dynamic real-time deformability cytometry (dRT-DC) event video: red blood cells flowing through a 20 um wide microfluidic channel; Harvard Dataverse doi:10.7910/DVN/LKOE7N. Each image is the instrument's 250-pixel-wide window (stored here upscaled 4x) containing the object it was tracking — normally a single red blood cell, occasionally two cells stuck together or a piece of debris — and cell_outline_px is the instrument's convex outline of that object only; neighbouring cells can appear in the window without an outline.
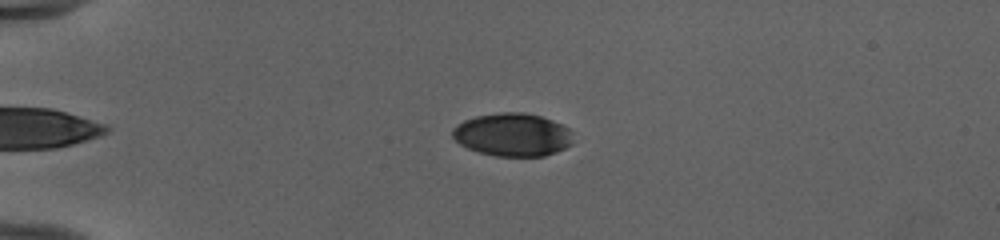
{"species": "human", "species_latin": "Homo sapiens", "temperature_condition": "cold", "stored_images_in_passage": 43, "camera_frame_rate_fps": 3000, "um_per_image_px": 0.085, "donor": {"sex": "female"}, "frame": {"image": 1, "passage_image": 4, "time_ms": 1.0, "image_size_px": [1000, 240], "cell_outline_px": [[572, 144], [556, 152], [544, 156], [496, 156], [480, 152], [468, 148], [460, 144], [452, 136], [452, 128], [456, 124], [464, 120], [476, 116], [500, 112], [524, 112], [540, 116], [552, 120], [568, 128], [572, 132]], "centroid_in_image_um": [43.56, 11.44], "position_along_channel_um": 41.4, "area_um2": 30.29}}
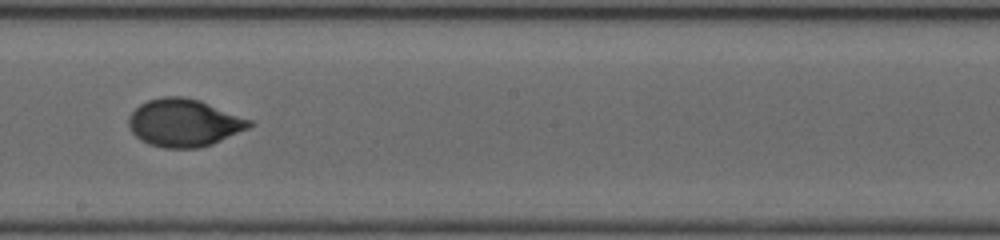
{"frame": {"image": 2, "passage_image": 22, "time_ms": 7.0, "image_size_px": [1000, 240], "cell_outline_px": [[256, 124], [248, 128], [212, 144], [200, 148], [164, 148], [148, 144], [140, 140], [132, 132], [128, 124], [128, 116], [140, 104], [148, 100], [164, 96], [184, 96], [200, 100], [252, 120]], "centroid_in_image_um": [15.64, 10.44], "position_along_channel_um": 232.6, "area_um2": 33.64}}
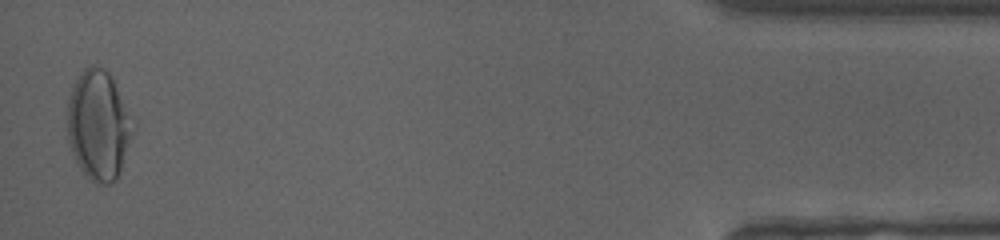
{"frame": {"image": 3, "passage_image": 42, "time_ms": 13.667, "image_size_px": [1000, 240], "cell_outline_px": [[136, 124], [116, 180], [108, 184], [96, 184], [88, 180], [84, 176], [72, 152], [68, 140], [68, 96], [80, 72], [88, 64], [96, 64], [104, 68], [112, 76]], "centroid_in_image_um": [8.38, 10.62], "position_along_channel_um": 426.8, "area_um2": 42.31}, "authors_computed_cell_mechanics": {"area_um2": 32.946, "velocity_mm_per_s": 3.9956, "shape_relaxation_time_tau1_ms": 4.8801, "shape_relaxation_time_tau2_ms": null, "deformation_change_tau1": 0.1912, "deformation_change_tau2": null}}